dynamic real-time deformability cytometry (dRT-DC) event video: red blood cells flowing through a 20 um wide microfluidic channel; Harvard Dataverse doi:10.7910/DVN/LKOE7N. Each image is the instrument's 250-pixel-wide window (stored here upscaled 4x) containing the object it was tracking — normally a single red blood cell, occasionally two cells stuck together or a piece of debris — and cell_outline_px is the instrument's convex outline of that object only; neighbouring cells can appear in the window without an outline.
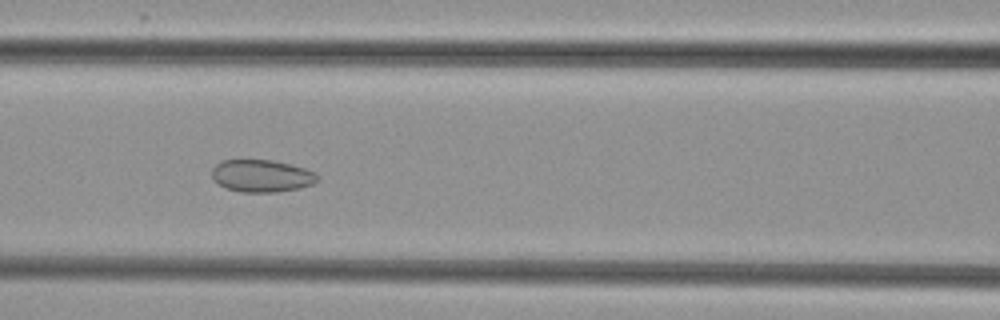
{"species": "common noctule bat (a hibernating species)", "species_latin": "Nyctalus noctula", "temperature_condition": "cold", "stored_images_in_passage": 8, "camera_frame_rate_fps": 3000, "um_per_image_px": 0.085, "animal": {"sex": "female", "body_mass_g": 29.2, "forearm_length_mm": 56.3}, "frame": {"image": 1, "passage_image": 7, "time_ms": 7.667, "image_size_px": [1000, 320], "cell_outline_px": [[320, 180], [312, 184], [300, 188], [276, 192], [240, 192], [224, 188], [212, 180], [212, 168], [220, 160], [272, 160], [292, 164], [316, 172], [320, 176]], "centroid_in_image_um": [22.25, 14.95], "position_along_channel_um": 144.4, "area_um2": 20.29}}
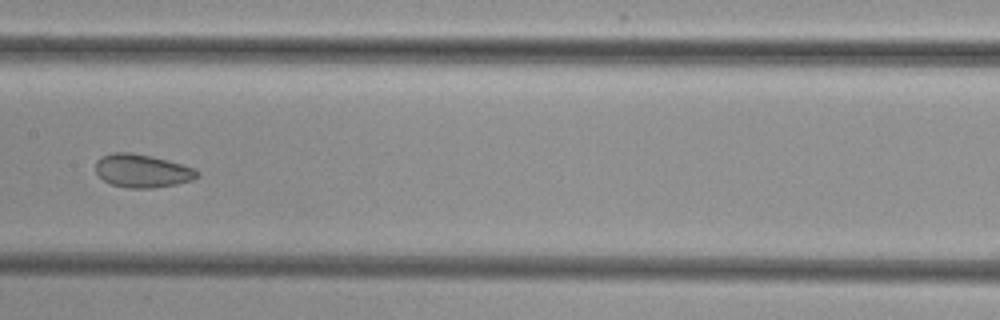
{"frame": {"image": 2, "passage_image": 8, "time_ms": 9.0, "image_size_px": [1000, 320], "cell_outline_px": [[200, 176], [192, 180], [176, 184], [152, 188], [128, 188], [112, 184], [104, 180], [96, 172], [96, 160], [100, 156], [112, 152], [132, 152], [152, 156], [168, 160], [192, 168], [200, 172]], "centroid_in_image_um": [12.08, 14.51], "position_along_channel_um": 195.3, "area_um2": 19.71}}